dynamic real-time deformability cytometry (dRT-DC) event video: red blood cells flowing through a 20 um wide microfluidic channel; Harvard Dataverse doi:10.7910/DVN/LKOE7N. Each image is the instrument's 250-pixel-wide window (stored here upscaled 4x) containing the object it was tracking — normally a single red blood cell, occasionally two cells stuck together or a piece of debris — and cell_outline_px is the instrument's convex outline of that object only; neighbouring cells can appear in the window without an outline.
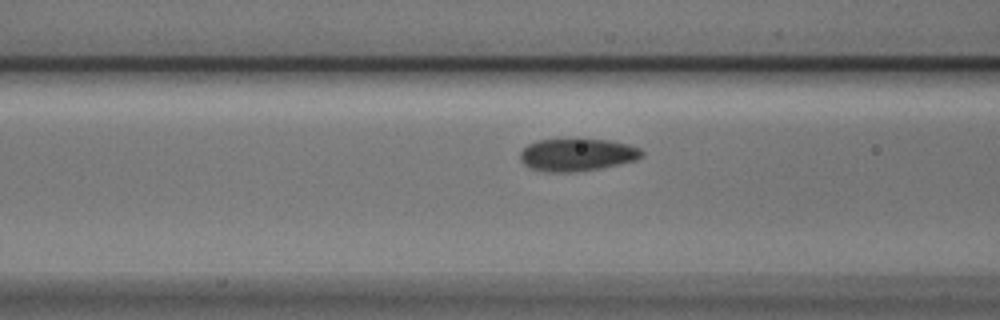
{"species": "Egyptian fruit bat (a non-hibernating species)", "species_latin": "Rousettus aegyptiacus", "temperature_condition": "cold", "stored_images_in_passage": 18, "camera_frame_rate_fps": 3000, "um_per_image_px": 0.085, "animal": {"sex": "male"}, "frame": {"image": 1, "passage_image": 16, "time_ms": 5.0, "image_size_px": [1000, 320], "cell_outline_px": [[644, 156], [636, 160], [600, 168], [572, 172], [544, 172], [532, 168], [524, 164], [520, 160], [520, 152], [528, 144], [536, 140], [576, 136], [608, 140], [628, 144], [640, 148], [644, 152]], "centroid_in_image_um": [49.05, 13.1], "position_along_channel_um": 117.6, "area_um2": 23.93}}